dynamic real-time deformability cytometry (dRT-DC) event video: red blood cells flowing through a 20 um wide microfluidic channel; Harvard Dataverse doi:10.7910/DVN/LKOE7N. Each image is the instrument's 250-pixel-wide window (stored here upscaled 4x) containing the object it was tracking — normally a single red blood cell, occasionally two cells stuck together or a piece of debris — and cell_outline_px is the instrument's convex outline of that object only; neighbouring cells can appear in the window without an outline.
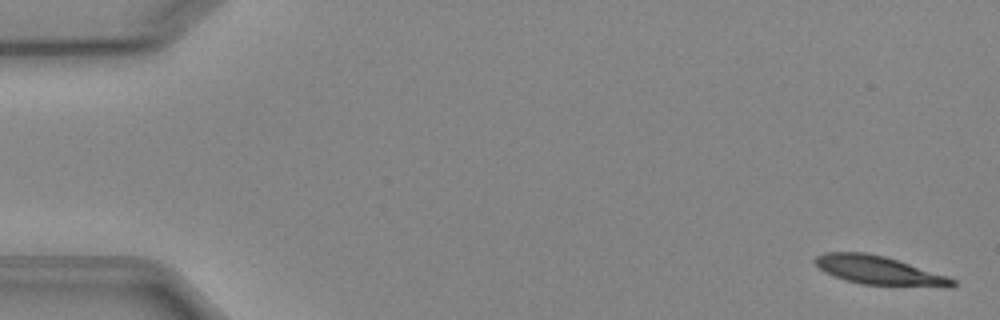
{"species": "Egyptian fruit bat (a non-hibernating species)", "species_latin": "Rousettus aegyptiacus", "temperature_condition": "cold", "stored_images_in_passage": 4, "camera_frame_rate_fps": 3000, "um_per_image_px": 0.085, "animal": {"sex": "female"}, "frame": {"image": 1, "passage_image": 1, "time_ms": 0.0, "image_size_px": [1000, 320], "cell_outline_px": [[956, 284], [952, 288], [944, 288], [860, 284], [824, 272], [812, 260], [816, 256], [824, 252], [868, 252], [884, 256], [948, 276], [956, 280]], "centroid_in_image_um": [74.77, 23.0], "position_along_channel_um": 10.2, "area_um2": 23.18}}
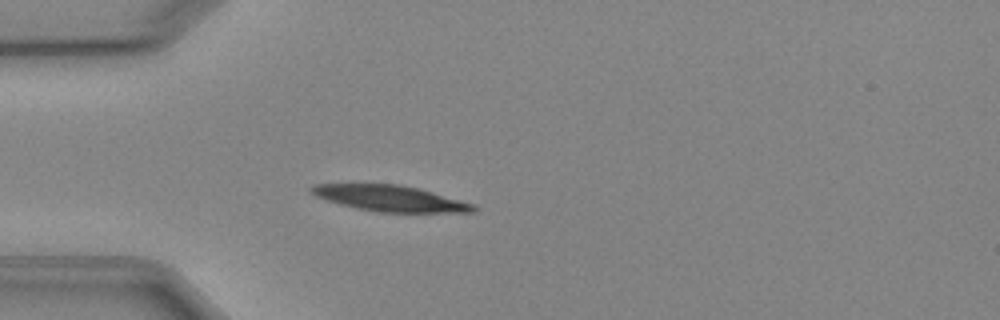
{"frame": {"image": 2, "passage_image": 4, "time_ms": 4.333, "image_size_px": [1000, 320], "cell_outline_px": [[480, 208], [476, 212], [380, 212], [356, 208], [340, 204], [316, 196], [308, 192], [308, 188], [312, 184], [400, 184], [420, 188], [476, 204]], "centroid_in_image_um": [33.21, 16.85], "position_along_channel_um": 51.8, "area_um2": 24.74}}